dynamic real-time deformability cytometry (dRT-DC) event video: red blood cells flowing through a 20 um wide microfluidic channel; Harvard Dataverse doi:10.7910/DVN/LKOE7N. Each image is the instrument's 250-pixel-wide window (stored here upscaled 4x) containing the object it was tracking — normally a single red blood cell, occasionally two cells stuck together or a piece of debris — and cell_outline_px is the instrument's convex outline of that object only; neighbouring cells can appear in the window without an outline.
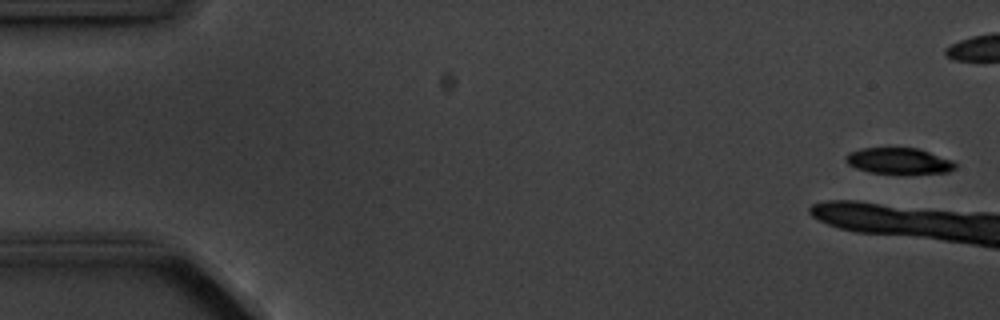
{"species": "common noctule bat (a hibernating species)", "species_latin": "Nyctalus noctula", "temperature_condition": "cold", "stored_images_in_passage": 5, "segment_of_instrument_passage": [2, 2], "camera_frame_rate_fps": 3000, "um_per_image_px": 0.085, "animal": {"sex": "male", "body_mass_g": 20.1, "forearm_length_mm": 53.5}, "frame": {"image": 1, "passage_image": 5, "time_ms": 5.667, "image_size_px": [1000, 320], "cell_outline_px": [[956, 168], [948, 172], [872, 172], [856, 168], [848, 164], [844, 160], [844, 156], [848, 152], [860, 148], [920, 148], [952, 160], [956, 164]], "centroid_in_image_um": [76.36, 13.64], "position_along_channel_um": 8.6, "area_um2": 16.3}}